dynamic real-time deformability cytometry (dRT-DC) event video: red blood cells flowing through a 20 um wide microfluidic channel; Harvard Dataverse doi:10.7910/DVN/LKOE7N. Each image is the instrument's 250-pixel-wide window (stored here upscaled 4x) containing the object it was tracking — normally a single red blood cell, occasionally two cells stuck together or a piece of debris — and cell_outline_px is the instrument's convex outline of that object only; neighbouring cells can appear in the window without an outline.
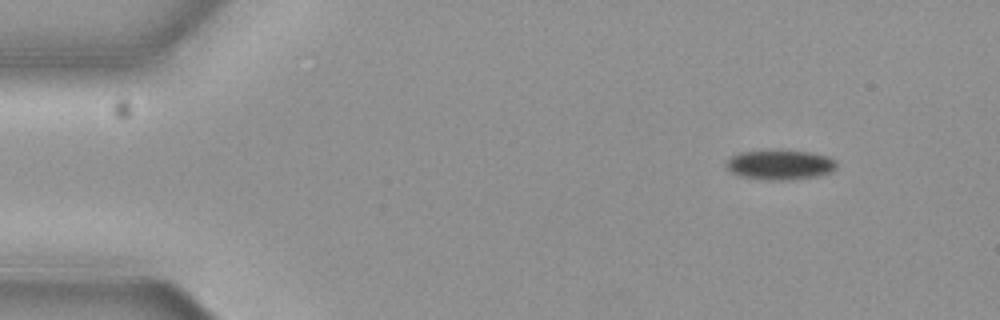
{"species": "common noctule bat (a hibernating species)", "species_latin": "Nyctalus noctula", "temperature_condition": "cold", "stored_images_in_passage": 4, "camera_frame_rate_fps": 3000, "um_per_image_px": 0.085, "animal": {"sex": "female", "body_mass_g": 19.3, "forearm_length_mm": 54.1}, "frame": {"image": 1, "passage_image": 1, "time_ms": 0.0, "image_size_px": [1000, 320], "cell_outline_px": [[836, 168], [832, 172], [820, 176], [780, 180], [768, 180], [740, 176], [732, 172], [724, 164], [728, 156], [740, 152], [808, 152], [828, 156], [836, 160]], "centroid_in_image_um": [66.3, 14.03], "position_along_channel_um": 18.7, "area_um2": 18.79}}
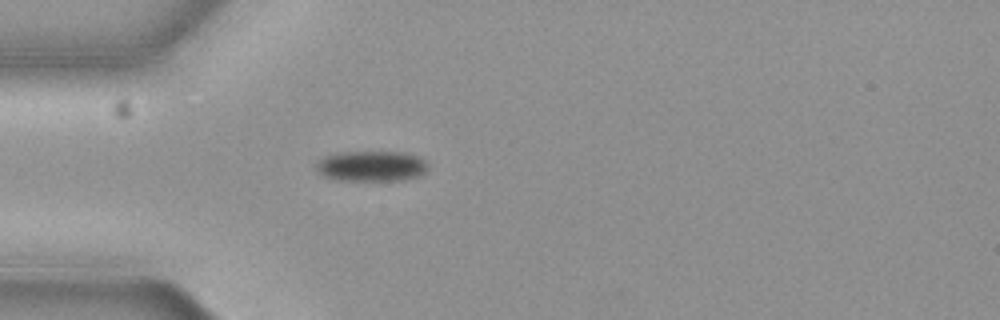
{"frame": {"image": 2, "passage_image": 4, "time_ms": 1.0, "image_size_px": [1000, 320], "cell_outline_px": [[428, 168], [424, 172], [416, 176], [396, 180], [336, 180], [324, 176], [316, 168], [316, 164], [324, 156], [340, 152], [404, 152], [416, 156], [424, 160], [428, 164]], "centroid_in_image_um": [31.55, 14.11], "position_along_channel_um": 53.5, "area_um2": 19.59}}